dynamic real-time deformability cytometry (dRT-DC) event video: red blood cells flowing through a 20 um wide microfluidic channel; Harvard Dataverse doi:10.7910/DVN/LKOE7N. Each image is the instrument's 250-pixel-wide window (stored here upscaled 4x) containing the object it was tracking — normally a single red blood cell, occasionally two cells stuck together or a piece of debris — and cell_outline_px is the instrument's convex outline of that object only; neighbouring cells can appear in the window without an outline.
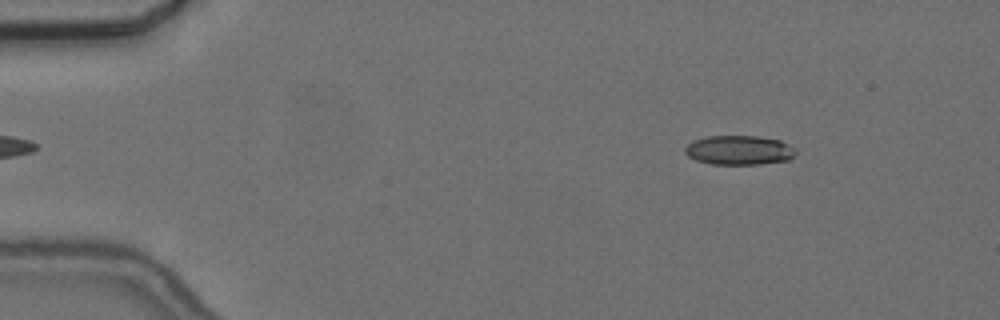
{"species": "common noctule bat (a hibernating species)", "species_latin": "Nyctalus noctula", "temperature_condition": "cold", "stored_images_in_passage": 51, "camera_frame_rate_fps": 3000, "um_per_image_px": 0.085, "animal": {"sex": "female", "body_mass_g": 24.6, "forearm_length_mm": 56.2}, "frame": {"image": 1, "passage_image": 2, "time_ms": 0.333, "image_size_px": [1000, 320], "cell_outline_px": [[796, 156], [788, 160], [760, 164], [712, 164], [696, 160], [688, 156], [684, 152], [684, 148], [692, 140], [708, 136], [756, 136], [780, 140], [796, 148]], "centroid_in_image_um": [62.83, 12.76], "position_along_channel_um": 22.2, "area_um2": 19.07}}
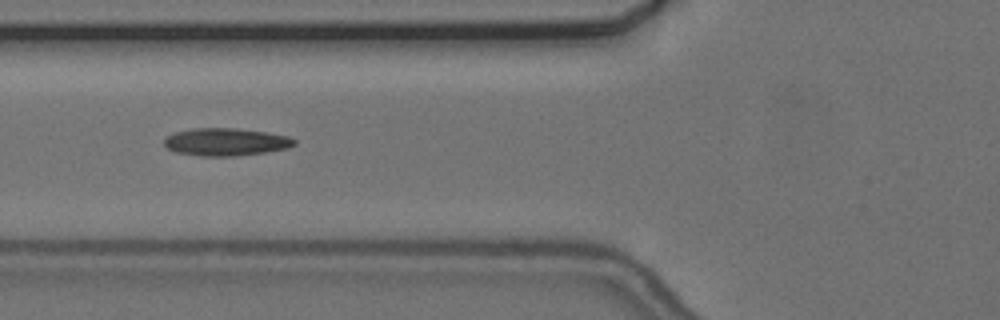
{"frame": {"image": 2, "passage_image": 16, "time_ms": 5.0, "image_size_px": [1000, 320], "cell_outline_px": [[296, 144], [288, 148], [264, 152], [236, 156], [200, 156], [176, 152], [168, 148], [164, 144], [164, 140], [168, 136], [176, 132], [192, 128], [236, 128], [264, 132], [288, 136], [296, 140]], "centroid_in_image_um": [19.2, 12.06], "position_along_channel_um": 106.6, "area_um2": 20.81}}
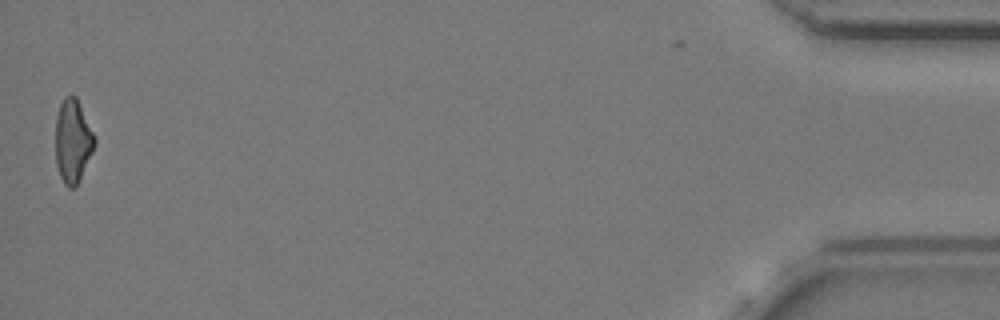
{"frame": {"image": 3, "passage_image": 50, "time_ms": 16.333, "image_size_px": [1000, 320], "cell_outline_px": [[96, 144], [76, 184], [72, 188], [68, 188], [64, 184], [60, 176], [56, 164], [56, 116], [60, 104], [64, 96], [76, 96], [96, 140]], "centroid_in_image_um": [6.17, 11.97], "position_along_channel_um": 429.0, "area_um2": 18.55}, "authors_computed_cell_mechanics": {"area_um2": 19.7098, "velocity_mm_per_s": 3.6697, "shape_relaxation_time_tau1_ms": null, "shape_relaxation_time_tau2_ms": 3.9043, "deformation_change_tau1": null, "deformation_change_tau2": 0.121}}